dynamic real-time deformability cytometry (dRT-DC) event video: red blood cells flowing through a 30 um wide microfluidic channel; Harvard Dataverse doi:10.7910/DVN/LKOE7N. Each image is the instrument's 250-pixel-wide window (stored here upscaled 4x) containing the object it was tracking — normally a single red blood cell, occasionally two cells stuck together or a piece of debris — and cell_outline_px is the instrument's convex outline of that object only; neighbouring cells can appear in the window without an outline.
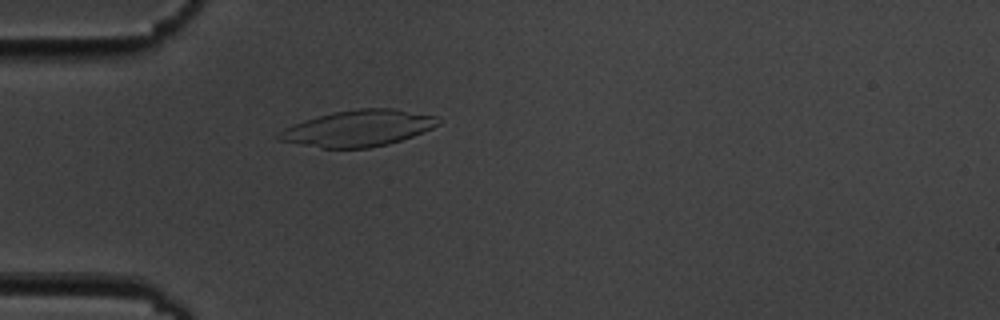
{"species": "common noctule bat (a hibernating species)", "species_latin": "Nyctalus noctula", "temperature_condition": "cold", "stored_images_in_passage": 5, "camera_frame_rate_fps": 3000, "um_per_image_px": 0.085, "animal": {"sex": "male", "body_mass_g": 19.5, "forearm_length_mm": 54.6}, "frame": {"image": 1, "passage_image": 5, "time_ms": 4.667, "image_size_px": [1000, 320], "cell_outline_px": [[440, 124], [432, 128], [412, 136], [388, 144], [368, 148], [320, 148], [280, 140], [276, 136], [284, 128], [332, 112], [360, 108], [396, 108], [440, 116]], "centroid_in_image_um": [30.53, 10.89], "position_along_channel_um": 54.5, "area_um2": 33.47}}